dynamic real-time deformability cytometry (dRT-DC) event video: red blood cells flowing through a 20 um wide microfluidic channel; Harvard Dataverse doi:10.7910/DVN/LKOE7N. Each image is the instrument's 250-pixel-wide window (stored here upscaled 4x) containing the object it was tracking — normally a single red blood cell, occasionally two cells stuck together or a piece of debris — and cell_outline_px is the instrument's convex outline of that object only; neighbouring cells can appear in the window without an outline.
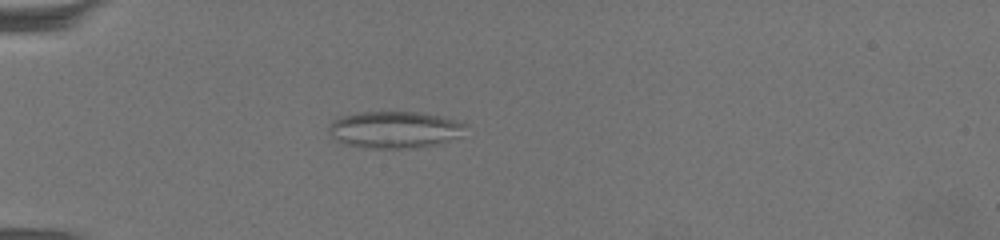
{"species": "common noctule bat (a hibernating species)", "species_latin": "Nyctalus noctula", "temperature_condition": "warm", "stored_images_in_passage": 45, "camera_frame_rate_fps": 3000, "um_per_image_px": 0.085, "animal": {"sex": "female", "body_mass_g": 19.5, "forearm_length_mm": 54.1}, "frame": {"image": 1, "passage_image": 21, "time_ms": 6.667, "image_size_px": [1000, 240], "cell_outline_px": [[464, 124], [460, 136], [436, 144], [416, 148], [372, 148], [344, 144], [336, 140], [328, 132], [328, 128], [332, 120], [340, 116], [360, 112], [416, 112], [440, 116]], "centroid_in_image_um": [33.45, 11.02], "position_along_channel_um": 51.6, "area_um2": 29.02}}
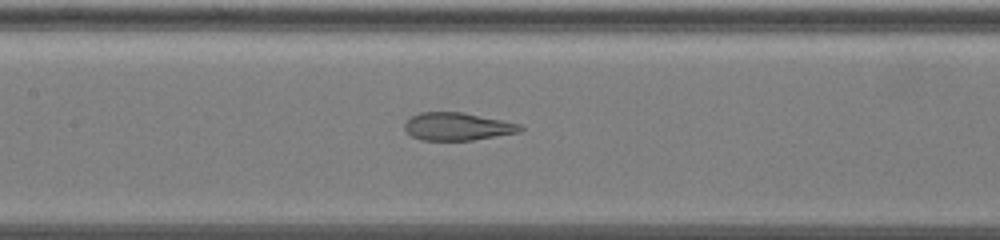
{"frame": {"image": 2, "passage_image": 34, "time_ms": 11.0, "image_size_px": [1000, 240], "cell_outline_px": [[524, 128], [520, 132], [472, 140], [420, 140], [412, 136], [404, 128], [404, 124], [412, 116], [420, 112], [460, 112], [520, 124]], "centroid_in_image_um": [38.86, 10.76], "position_along_channel_um": 168.5, "area_um2": 18.44}}
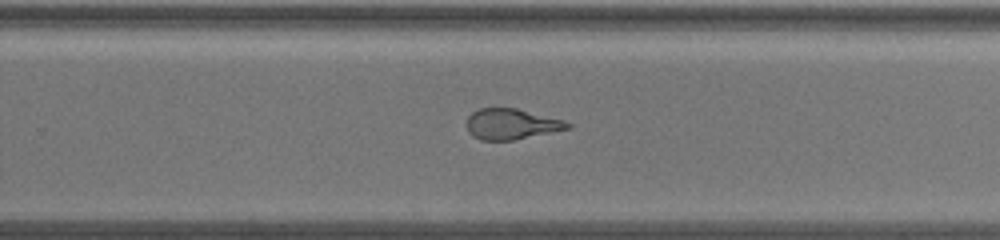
{"frame": {"image": 3, "passage_image": 45, "time_ms": 14.667, "image_size_px": [1000, 240], "cell_outline_px": [[572, 128], [512, 140], [480, 140], [472, 136], [468, 132], [468, 116], [472, 112], [480, 108], [516, 108], [564, 120], [572, 124]], "centroid_in_image_um": [43.48, 10.54], "position_along_channel_um": 286.3, "area_um2": 17.98}}